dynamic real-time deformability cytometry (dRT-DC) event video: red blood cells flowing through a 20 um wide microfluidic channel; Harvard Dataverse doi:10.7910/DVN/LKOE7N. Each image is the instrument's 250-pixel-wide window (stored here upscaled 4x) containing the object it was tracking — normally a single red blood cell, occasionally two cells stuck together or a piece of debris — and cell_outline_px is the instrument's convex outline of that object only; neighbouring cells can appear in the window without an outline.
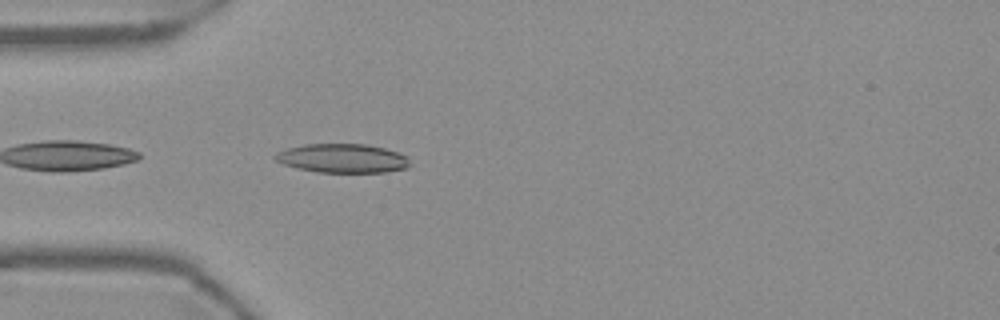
{"species": "Egyptian fruit bat (a non-hibernating species)", "species_latin": "Rousettus aegyptiacus", "temperature_condition": "warm", "stored_images_in_passage": 37, "camera_frame_rate_fps": 3000, "um_per_image_px": 0.085, "frame": {"image": 1, "passage_image": 2, "time_ms": 0.333, "image_size_px": [1000, 320], "cell_outline_px": [[412, 164], [408, 168], [388, 172], [316, 172], [284, 164], [276, 160], [272, 156], [276, 152], [288, 148], [304, 144], [368, 144], [400, 152], [408, 156]], "centroid_in_image_um": [29.18, 13.45], "position_along_channel_um": 55.8, "area_um2": 22.95}}
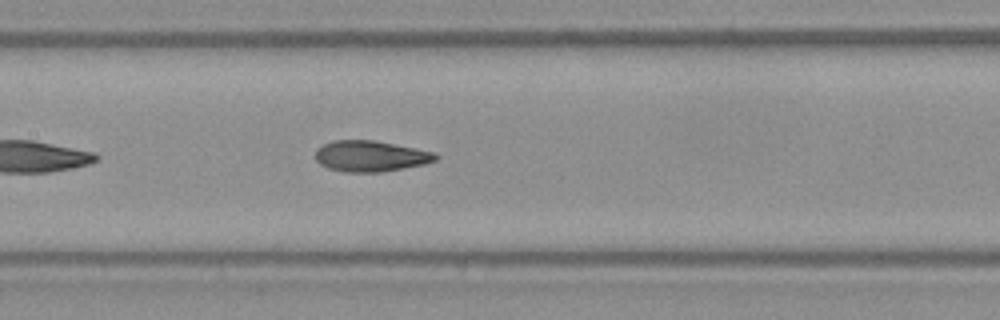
{"frame": {"image": 2, "passage_image": 12, "time_ms": 3.667, "image_size_px": [1000, 320], "cell_outline_px": [[440, 156], [436, 160], [424, 164], [404, 168], [380, 172], [344, 172], [328, 168], [320, 164], [316, 160], [316, 148], [332, 140], [372, 140], [436, 152]], "centroid_in_image_um": [31.5, 13.27], "position_along_channel_um": 175.9, "area_um2": 21.68}}
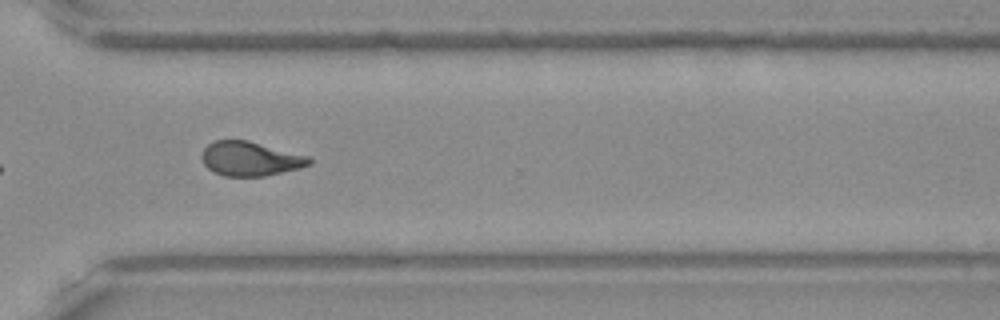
{"frame": {"image": 3, "passage_image": 26, "time_ms": 8.333, "image_size_px": [1000, 320], "cell_outline_px": [[312, 164], [300, 168], [264, 176], [224, 176], [208, 168], [204, 164], [200, 156], [204, 148], [208, 144], [216, 140], [248, 140], [308, 156], [312, 160]], "centroid_in_image_um": [21.27, 13.49], "position_along_channel_um": 349.3, "area_um2": 21.39}, "authors_computed_cell_mechanics": {"area_um2": 21.675, "velocity_mm_per_s": 3.7198, "shape_relaxation_time_tau1_ms": 9.3761, "shape_relaxation_time_tau2_ms": 1.9173, "deformation_change_tau1": 0.2323, "deformation_change_tau2": 0.0822}}